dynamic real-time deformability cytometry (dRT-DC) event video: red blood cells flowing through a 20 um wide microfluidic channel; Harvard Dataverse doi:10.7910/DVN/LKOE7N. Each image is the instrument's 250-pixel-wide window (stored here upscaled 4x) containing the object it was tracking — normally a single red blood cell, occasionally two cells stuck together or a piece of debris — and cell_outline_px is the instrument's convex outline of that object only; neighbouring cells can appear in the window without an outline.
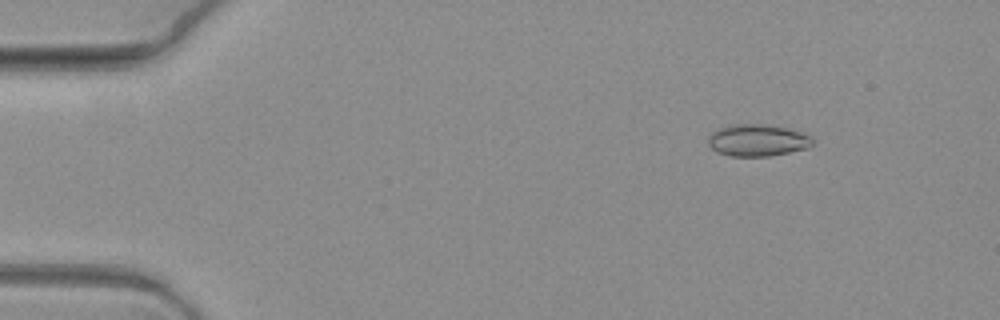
{"species": "common noctule bat (a hibernating species)", "species_latin": "Nyctalus noctula", "temperature_condition": "warm", "stored_images_in_passage": 12, "camera_frame_rate_fps": 3000, "um_per_image_px": 0.085, "animal": {"sex": "female", "body_mass_g": 19.3, "forearm_length_mm": 54.1}, "frame": {"image": 1, "passage_image": 3, "time_ms": 0.667, "image_size_px": [1000, 320], "cell_outline_px": [[812, 144], [808, 148], [768, 156], [732, 156], [720, 152], [712, 148], [708, 144], [708, 136], [716, 128], [732, 124], [764, 124], [788, 128], [812, 136]], "centroid_in_image_um": [64.37, 11.91], "position_along_channel_um": 20.6, "area_um2": 19.36}}
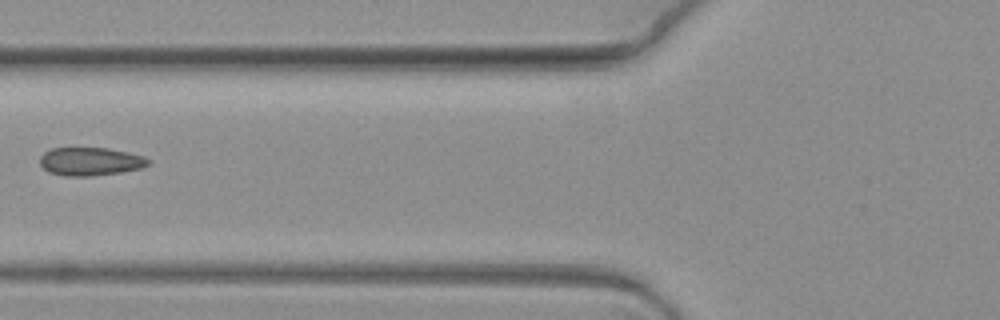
{"frame": {"image": 2, "passage_image": 8, "time_ms": 2.333, "image_size_px": [1000, 320], "cell_outline_px": [[152, 160], [148, 164], [140, 168], [120, 172], [88, 176], [64, 176], [48, 172], [40, 164], [40, 156], [44, 152], [52, 148], [108, 148], [128, 152], [144, 156]], "centroid_in_image_um": [7.67, 13.72], "position_along_channel_um": 118.1, "area_um2": 17.8}}
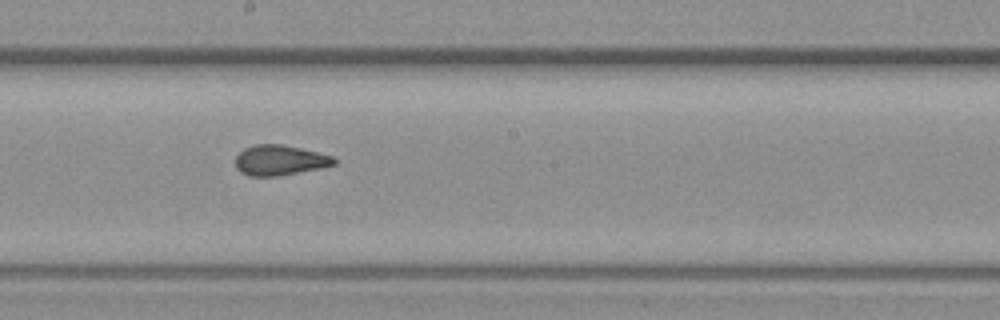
{"frame": {"image": 3, "passage_image": 11, "time_ms": 3.333, "image_size_px": [1000, 320], "cell_outline_px": [[340, 160], [336, 164], [324, 168], [276, 176], [248, 176], [240, 172], [236, 168], [236, 156], [244, 148], [256, 144], [280, 144], [300, 148], [332, 156]], "centroid_in_image_um": [23.81, 13.63], "position_along_channel_um": 224.4, "area_um2": 17.51}}